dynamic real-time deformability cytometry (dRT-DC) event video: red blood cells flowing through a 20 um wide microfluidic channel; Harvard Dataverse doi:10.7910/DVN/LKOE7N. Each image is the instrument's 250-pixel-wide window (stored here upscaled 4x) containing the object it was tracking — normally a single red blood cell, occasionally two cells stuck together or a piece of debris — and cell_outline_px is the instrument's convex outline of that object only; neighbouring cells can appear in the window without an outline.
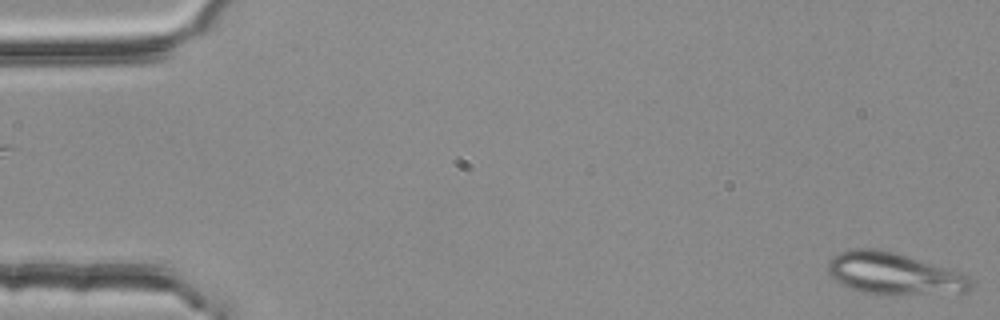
{"species": "common noctule bat (a hibernating species)", "species_latin": "Nyctalus noctula", "temperature_condition": "room temperature", "stored_images_in_passage": 4, "camera_frame_rate_fps": 3000, "um_per_image_px": 0.085, "animal": {"sex": "female", "body_mass_g": 25.1}, "frame": {"image": 1, "passage_image": 4, "time_ms": 1.0, "image_size_px": [1000, 320], "cell_outline_px": [[972, 288], [964, 292], [896, 296], [864, 292], [840, 284], [828, 272], [828, 260], [832, 256], [840, 252], [852, 248], [876, 248], [892, 252], [944, 268], [968, 276], [972, 280]], "centroid_in_image_um": [75.94, 23.28], "position_along_channel_um": 9.1, "area_um2": 34.62}}